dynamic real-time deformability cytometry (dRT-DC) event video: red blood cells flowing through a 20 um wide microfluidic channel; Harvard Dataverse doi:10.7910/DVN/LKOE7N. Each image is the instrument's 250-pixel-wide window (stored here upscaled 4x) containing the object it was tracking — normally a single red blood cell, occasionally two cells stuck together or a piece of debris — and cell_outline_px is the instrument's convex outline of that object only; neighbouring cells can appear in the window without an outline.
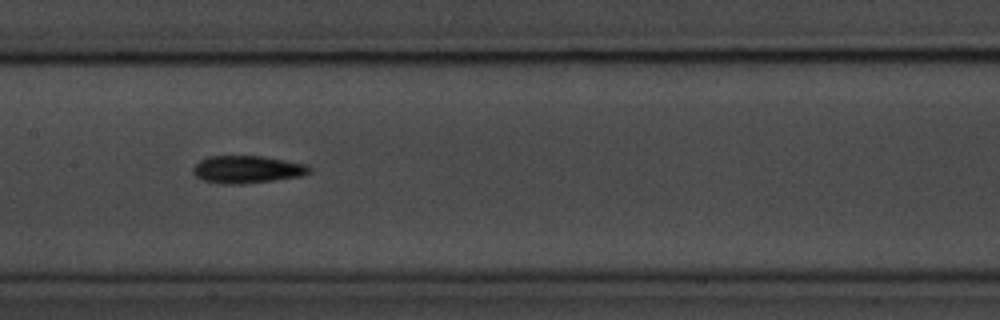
{"species": "common noctule bat (a hibernating species)", "species_latin": "Nyctalus noctula", "temperature_condition": "room temperature", "stored_images_in_passage": 12, "camera_frame_rate_fps": 3000, "um_per_image_px": 0.085, "animal": {"sex": "male", "body_mass_g": 20.1, "forearm_length_mm": 53.5}, "frame": {"image": 1, "passage_image": 6, "time_ms": 6.333, "image_size_px": [1000, 320], "cell_outline_px": [[312, 172], [300, 176], [244, 184], [220, 184], [204, 180], [196, 176], [192, 172], [192, 168], [200, 160], [208, 156], [264, 156], [308, 164], [312, 168]], "centroid_in_image_um": [21.03, 14.39], "position_along_channel_um": 186.4, "area_um2": 18.79}}